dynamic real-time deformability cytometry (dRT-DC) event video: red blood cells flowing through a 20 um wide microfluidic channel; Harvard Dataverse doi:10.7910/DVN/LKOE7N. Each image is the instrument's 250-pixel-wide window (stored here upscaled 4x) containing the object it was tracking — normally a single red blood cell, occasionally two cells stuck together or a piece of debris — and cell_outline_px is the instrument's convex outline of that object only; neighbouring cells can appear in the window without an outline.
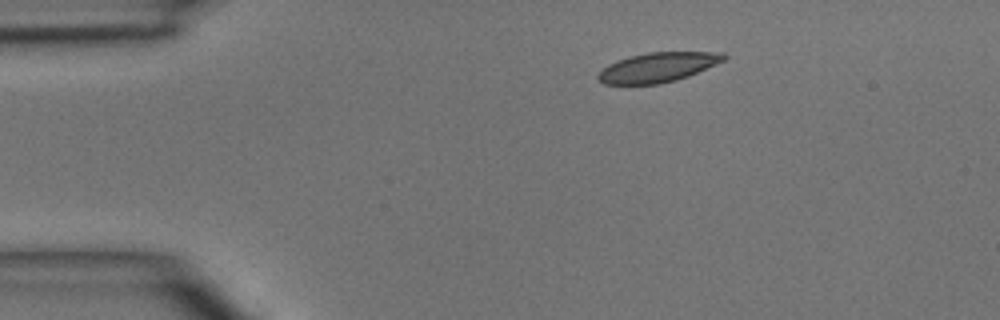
{"species": "common noctule bat (a hibernating species)", "species_latin": "Nyctalus noctula", "temperature_condition": "room temperature", "stored_images_in_passage": 5, "camera_frame_rate_fps": 3000, "um_per_image_px": 0.085, "animal": {"sex": "male", "body_mass_g": 15.6}, "frame": {"image": 1, "passage_image": 1, "time_ms": 0.0, "image_size_px": [1000, 320], "cell_outline_px": [[728, 56], [724, 60], [688, 76], [676, 80], [660, 84], [604, 84], [596, 80], [596, 76], [608, 64], [616, 60], [628, 56], [648, 52], [724, 52]], "centroid_in_image_um": [55.88, 5.72], "position_along_channel_um": 29.1, "area_um2": 21.73}}
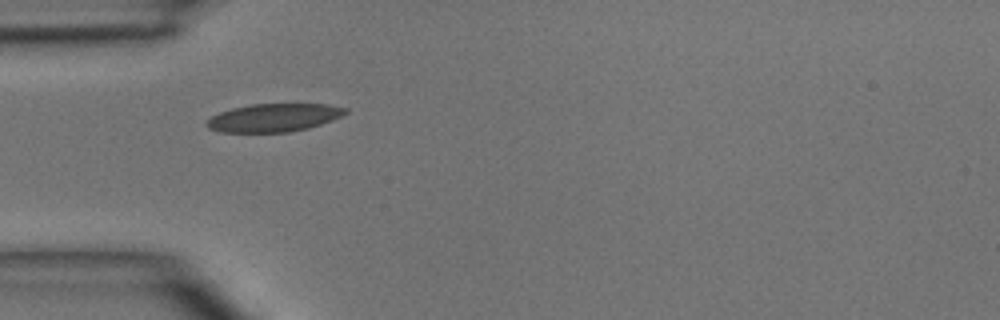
{"frame": {"image": 2, "passage_image": 2, "time_ms": 2.0, "image_size_px": [1000, 320], "cell_outline_px": [[348, 112], [332, 120], [308, 128], [288, 132], [220, 132], [208, 128], [204, 124], [212, 116], [220, 112], [232, 108], [252, 104], [328, 104], [348, 108]], "centroid_in_image_um": [23.27, 10.0], "position_along_channel_um": 61.7, "area_um2": 22.66}}
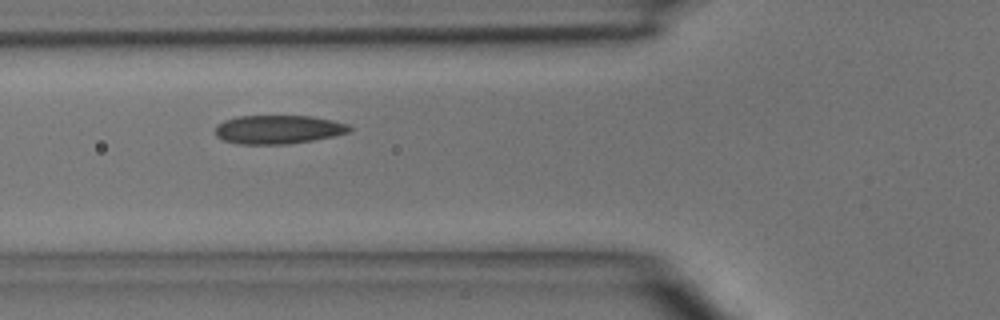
{"frame": {"image": 3, "passage_image": 3, "time_ms": 3.0, "image_size_px": [1000, 320], "cell_outline_px": [[352, 128], [348, 132], [332, 136], [312, 140], [288, 144], [236, 144], [224, 140], [216, 136], [216, 124], [224, 120], [236, 116], [312, 116], [332, 120], [348, 124]], "centroid_in_image_um": [23.61, 11.0], "position_along_channel_um": 102.2, "area_um2": 22.43}}